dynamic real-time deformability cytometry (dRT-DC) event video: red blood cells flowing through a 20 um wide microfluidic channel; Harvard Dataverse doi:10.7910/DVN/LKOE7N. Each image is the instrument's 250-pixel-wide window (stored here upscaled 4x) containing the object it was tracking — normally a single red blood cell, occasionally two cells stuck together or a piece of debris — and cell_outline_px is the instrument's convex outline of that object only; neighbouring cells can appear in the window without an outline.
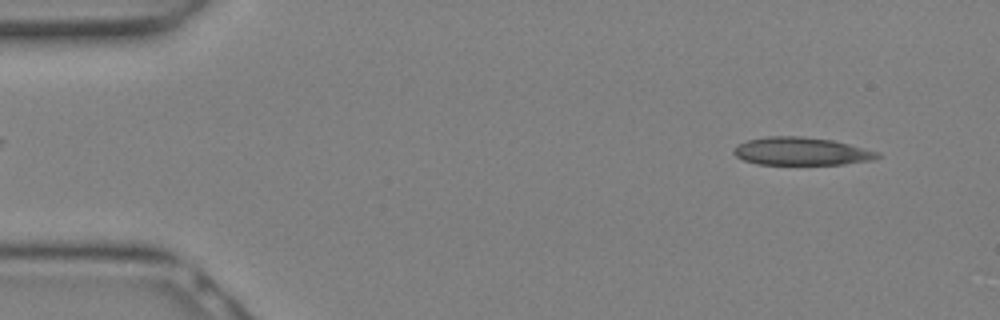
{"species": "Egyptian fruit bat (a non-hibernating species)", "species_latin": "Rousettus aegyptiacus", "temperature_condition": "warm", "stored_images_in_passage": 19, "camera_frame_rate_fps": 3000, "um_per_image_px": 0.085, "animal": {"sex": "female"}, "frame": {"image": 1, "passage_image": 2, "time_ms": 0.333, "image_size_px": [1000, 320], "cell_outline_px": [[880, 156], [872, 160], [844, 164], [756, 164], [744, 160], [736, 156], [732, 152], [736, 144], [748, 140], [768, 136], [800, 136], [832, 140], [880, 152]], "centroid_in_image_um": [68.08, 12.86], "position_along_channel_um": 16.9, "area_um2": 23.29}}
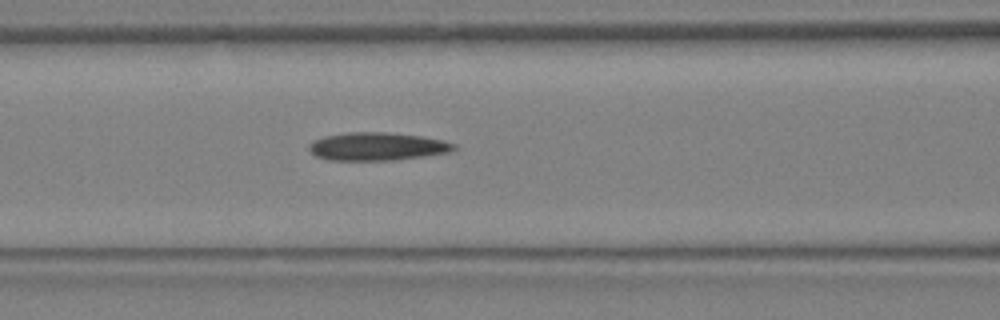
{"frame": {"image": 2, "passage_image": 11, "time_ms": 3.333, "image_size_px": [1000, 320], "cell_outline_px": [[456, 148], [448, 152], [392, 160], [328, 160], [316, 156], [308, 148], [308, 144], [324, 136], [348, 132], [388, 132], [424, 136], [444, 140], [456, 144]], "centroid_in_image_um": [32.06, 12.44], "position_along_channel_um": 134.5, "area_um2": 23.58}}
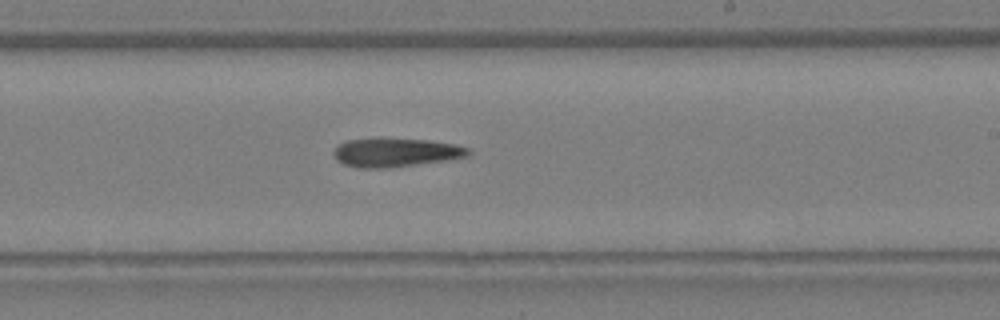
{"frame": {"image": 3, "passage_image": 16, "time_ms": 5.0, "image_size_px": [1000, 320], "cell_outline_px": [[472, 152], [468, 156], [448, 160], [392, 168], [360, 168], [344, 164], [336, 160], [332, 152], [340, 144], [348, 140], [428, 140], [456, 144], [468, 148]], "centroid_in_image_um": [33.68, 13.0], "position_along_channel_um": 255.3, "area_um2": 22.14}}